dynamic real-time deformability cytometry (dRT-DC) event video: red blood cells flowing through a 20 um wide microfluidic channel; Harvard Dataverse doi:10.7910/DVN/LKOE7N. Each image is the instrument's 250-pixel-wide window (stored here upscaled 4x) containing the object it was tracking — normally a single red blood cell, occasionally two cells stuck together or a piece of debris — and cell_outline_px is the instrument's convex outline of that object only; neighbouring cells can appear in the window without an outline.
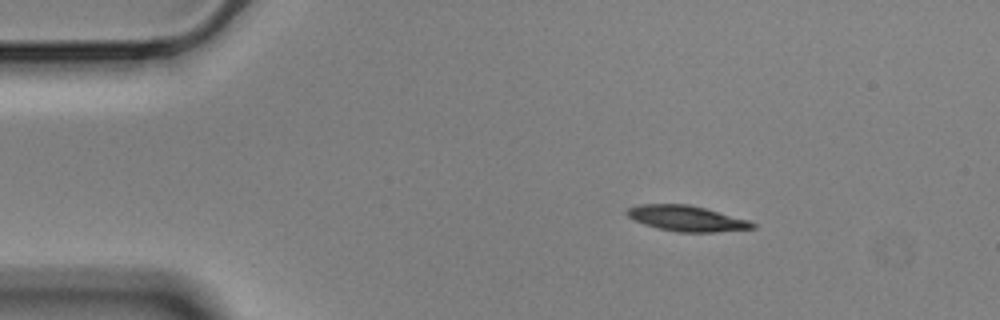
{"species": "Egyptian fruit bat (a non-hibernating species)", "species_latin": "Rousettus aegyptiacus", "temperature_condition": "cold", "stored_images_in_passage": 48, "camera_frame_rate_fps": 3000, "um_per_image_px": 0.085, "animal": {"sex": "male"}, "frame": {"image": 1, "passage_image": 1, "time_ms": 0.0, "image_size_px": [1000, 320], "cell_outline_px": [[756, 228], [716, 232], [680, 232], [660, 228], [644, 224], [628, 216], [624, 212], [628, 208], [640, 204], [688, 204], [704, 208], [748, 220], [756, 224]], "centroid_in_image_um": [58.37, 18.56], "position_along_channel_um": 26.6, "area_um2": 18.44}}
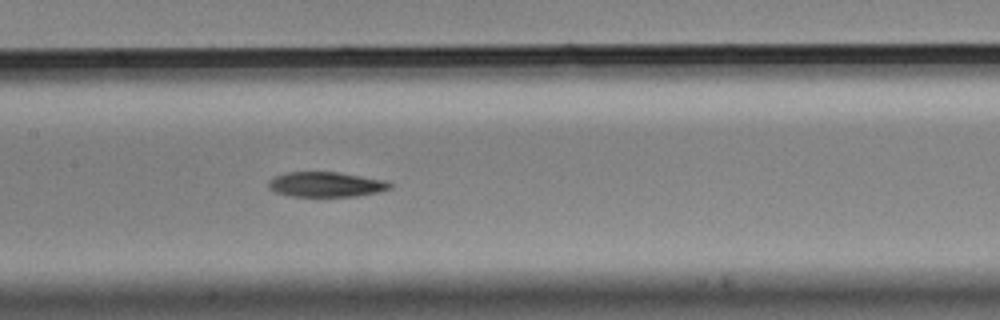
{"frame": {"image": 2, "passage_image": 19, "time_ms": 6.0, "image_size_px": [1000, 320], "cell_outline_px": [[392, 188], [380, 192], [356, 196], [288, 196], [276, 192], [268, 188], [268, 180], [276, 176], [288, 172], [336, 172], [384, 180], [392, 184]], "centroid_in_image_um": [27.7, 15.68], "position_along_channel_um": 179.7, "area_um2": 17.63}}
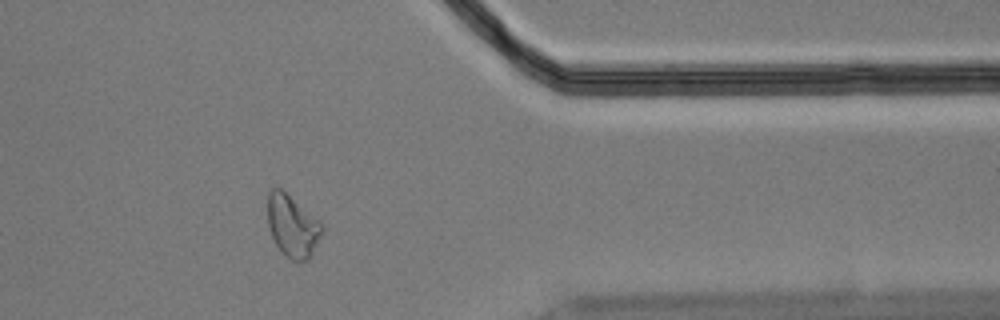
{"frame": {"image": 3, "passage_image": 38, "time_ms": 12.333, "image_size_px": [1000, 320], "cell_outline_px": [[324, 232], [308, 260], [292, 260], [276, 244], [272, 236], [268, 224], [268, 192], [272, 188], [280, 188], [320, 220], [324, 224]], "centroid_in_image_um": [24.89, 19.19], "position_along_channel_um": 386.5, "area_um2": 19.48}, "authors_computed_cell_mechanics": {"area_um2": 18.9295, "velocity_mm_per_s": 3.5237, "shape_relaxation_time_tau1_ms": 4.7443, "shape_relaxation_time_tau2_ms": 10.1778, "deformation_change_tau1": 0.145, "deformation_change_tau2": 0.1694}}